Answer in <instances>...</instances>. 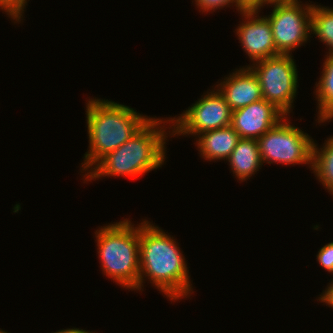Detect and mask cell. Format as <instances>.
<instances>
[{
	"label": "cell",
	"mask_w": 333,
	"mask_h": 333,
	"mask_svg": "<svg viewBox=\"0 0 333 333\" xmlns=\"http://www.w3.org/2000/svg\"><path fill=\"white\" fill-rule=\"evenodd\" d=\"M183 252L173 236L144 219L139 224L140 276L138 290L141 291L146 277L171 302L187 298L193 292L189 270Z\"/></svg>",
	"instance_id": "cell-1"
},
{
	"label": "cell",
	"mask_w": 333,
	"mask_h": 333,
	"mask_svg": "<svg viewBox=\"0 0 333 333\" xmlns=\"http://www.w3.org/2000/svg\"><path fill=\"white\" fill-rule=\"evenodd\" d=\"M170 122L169 118L152 117L128 141L101 158L86 174H82L84 183L106 176L137 178L162 167L166 159L165 141L169 136L165 126L169 123L168 128L171 130Z\"/></svg>",
	"instance_id": "cell-2"
},
{
	"label": "cell",
	"mask_w": 333,
	"mask_h": 333,
	"mask_svg": "<svg viewBox=\"0 0 333 333\" xmlns=\"http://www.w3.org/2000/svg\"><path fill=\"white\" fill-rule=\"evenodd\" d=\"M86 103V124L89 150L84 154L81 172H88L105 155L128 141L152 117L140 114L134 108L91 98Z\"/></svg>",
	"instance_id": "cell-3"
},
{
	"label": "cell",
	"mask_w": 333,
	"mask_h": 333,
	"mask_svg": "<svg viewBox=\"0 0 333 333\" xmlns=\"http://www.w3.org/2000/svg\"><path fill=\"white\" fill-rule=\"evenodd\" d=\"M130 220L110 223L95 231L102 271L119 286L138 291L140 276L139 225Z\"/></svg>",
	"instance_id": "cell-4"
},
{
	"label": "cell",
	"mask_w": 333,
	"mask_h": 333,
	"mask_svg": "<svg viewBox=\"0 0 333 333\" xmlns=\"http://www.w3.org/2000/svg\"><path fill=\"white\" fill-rule=\"evenodd\" d=\"M291 54H279L248 65L256 75L262 97L286 116L292 111L298 88V71Z\"/></svg>",
	"instance_id": "cell-5"
},
{
	"label": "cell",
	"mask_w": 333,
	"mask_h": 333,
	"mask_svg": "<svg viewBox=\"0 0 333 333\" xmlns=\"http://www.w3.org/2000/svg\"><path fill=\"white\" fill-rule=\"evenodd\" d=\"M287 118L257 139L262 163L308 164L311 170L314 140Z\"/></svg>",
	"instance_id": "cell-6"
},
{
	"label": "cell",
	"mask_w": 333,
	"mask_h": 333,
	"mask_svg": "<svg viewBox=\"0 0 333 333\" xmlns=\"http://www.w3.org/2000/svg\"><path fill=\"white\" fill-rule=\"evenodd\" d=\"M302 1H272L271 14L265 16L271 25L273 40L279 54H291L311 38L312 4ZM310 34V35H309Z\"/></svg>",
	"instance_id": "cell-7"
},
{
	"label": "cell",
	"mask_w": 333,
	"mask_h": 333,
	"mask_svg": "<svg viewBox=\"0 0 333 333\" xmlns=\"http://www.w3.org/2000/svg\"><path fill=\"white\" fill-rule=\"evenodd\" d=\"M209 91L180 116L170 118V136L191 134L195 137L203 132L231 125L232 110L225 98L216 87Z\"/></svg>",
	"instance_id": "cell-8"
},
{
	"label": "cell",
	"mask_w": 333,
	"mask_h": 333,
	"mask_svg": "<svg viewBox=\"0 0 333 333\" xmlns=\"http://www.w3.org/2000/svg\"><path fill=\"white\" fill-rule=\"evenodd\" d=\"M242 23L235 29L239 43L243 50L254 63L275 55H279L276 50L273 33L269 20L260 17L257 11L240 12ZM258 14V15H257Z\"/></svg>",
	"instance_id": "cell-9"
},
{
	"label": "cell",
	"mask_w": 333,
	"mask_h": 333,
	"mask_svg": "<svg viewBox=\"0 0 333 333\" xmlns=\"http://www.w3.org/2000/svg\"><path fill=\"white\" fill-rule=\"evenodd\" d=\"M285 116L273 103L260 99L232 111L231 126L240 138L257 140Z\"/></svg>",
	"instance_id": "cell-10"
},
{
	"label": "cell",
	"mask_w": 333,
	"mask_h": 333,
	"mask_svg": "<svg viewBox=\"0 0 333 333\" xmlns=\"http://www.w3.org/2000/svg\"><path fill=\"white\" fill-rule=\"evenodd\" d=\"M228 76L215 87L232 111L263 99L258 79L248 66L236 69Z\"/></svg>",
	"instance_id": "cell-11"
},
{
	"label": "cell",
	"mask_w": 333,
	"mask_h": 333,
	"mask_svg": "<svg viewBox=\"0 0 333 333\" xmlns=\"http://www.w3.org/2000/svg\"><path fill=\"white\" fill-rule=\"evenodd\" d=\"M196 137L199 154L208 161L227 160L240 139L231 125L203 132Z\"/></svg>",
	"instance_id": "cell-12"
},
{
	"label": "cell",
	"mask_w": 333,
	"mask_h": 333,
	"mask_svg": "<svg viewBox=\"0 0 333 333\" xmlns=\"http://www.w3.org/2000/svg\"><path fill=\"white\" fill-rule=\"evenodd\" d=\"M226 161L230 163L229 166L239 181L250 179L263 165L258 140L240 138Z\"/></svg>",
	"instance_id": "cell-13"
},
{
	"label": "cell",
	"mask_w": 333,
	"mask_h": 333,
	"mask_svg": "<svg viewBox=\"0 0 333 333\" xmlns=\"http://www.w3.org/2000/svg\"><path fill=\"white\" fill-rule=\"evenodd\" d=\"M321 77L316 82L315 97L317 99L318 123L333 120V54L325 55ZM332 119V120H331Z\"/></svg>",
	"instance_id": "cell-14"
},
{
	"label": "cell",
	"mask_w": 333,
	"mask_h": 333,
	"mask_svg": "<svg viewBox=\"0 0 333 333\" xmlns=\"http://www.w3.org/2000/svg\"><path fill=\"white\" fill-rule=\"evenodd\" d=\"M317 146L314 142L311 170L324 189L333 195V136L325 139L322 148Z\"/></svg>",
	"instance_id": "cell-15"
},
{
	"label": "cell",
	"mask_w": 333,
	"mask_h": 333,
	"mask_svg": "<svg viewBox=\"0 0 333 333\" xmlns=\"http://www.w3.org/2000/svg\"><path fill=\"white\" fill-rule=\"evenodd\" d=\"M325 43L328 54H333V8L312 4L311 35Z\"/></svg>",
	"instance_id": "cell-16"
},
{
	"label": "cell",
	"mask_w": 333,
	"mask_h": 333,
	"mask_svg": "<svg viewBox=\"0 0 333 333\" xmlns=\"http://www.w3.org/2000/svg\"><path fill=\"white\" fill-rule=\"evenodd\" d=\"M29 1V0H28ZM27 0H0V10L7 13L14 23H20L23 17L24 9L27 5Z\"/></svg>",
	"instance_id": "cell-17"
},
{
	"label": "cell",
	"mask_w": 333,
	"mask_h": 333,
	"mask_svg": "<svg viewBox=\"0 0 333 333\" xmlns=\"http://www.w3.org/2000/svg\"><path fill=\"white\" fill-rule=\"evenodd\" d=\"M318 264L326 271L333 273V242H329L321 247L316 255Z\"/></svg>",
	"instance_id": "cell-18"
},
{
	"label": "cell",
	"mask_w": 333,
	"mask_h": 333,
	"mask_svg": "<svg viewBox=\"0 0 333 333\" xmlns=\"http://www.w3.org/2000/svg\"><path fill=\"white\" fill-rule=\"evenodd\" d=\"M238 12H252L261 10V7L268 6L272 0H234Z\"/></svg>",
	"instance_id": "cell-19"
},
{
	"label": "cell",
	"mask_w": 333,
	"mask_h": 333,
	"mask_svg": "<svg viewBox=\"0 0 333 333\" xmlns=\"http://www.w3.org/2000/svg\"><path fill=\"white\" fill-rule=\"evenodd\" d=\"M197 6V8H199L200 12H215V10L223 7H230L233 6V4H235L234 0H194ZM232 3V4H231ZM231 4V5H230ZM230 5V6H229Z\"/></svg>",
	"instance_id": "cell-20"
},
{
	"label": "cell",
	"mask_w": 333,
	"mask_h": 333,
	"mask_svg": "<svg viewBox=\"0 0 333 333\" xmlns=\"http://www.w3.org/2000/svg\"><path fill=\"white\" fill-rule=\"evenodd\" d=\"M327 286L328 287L321 293L322 295H320L317 301L319 300L321 303L326 304V306L328 305L333 308V283H329Z\"/></svg>",
	"instance_id": "cell-21"
},
{
	"label": "cell",
	"mask_w": 333,
	"mask_h": 333,
	"mask_svg": "<svg viewBox=\"0 0 333 333\" xmlns=\"http://www.w3.org/2000/svg\"><path fill=\"white\" fill-rule=\"evenodd\" d=\"M52 333H95L93 331H86L83 329H79V328H67V329H63V330H58L56 332H52Z\"/></svg>",
	"instance_id": "cell-22"
},
{
	"label": "cell",
	"mask_w": 333,
	"mask_h": 333,
	"mask_svg": "<svg viewBox=\"0 0 333 333\" xmlns=\"http://www.w3.org/2000/svg\"><path fill=\"white\" fill-rule=\"evenodd\" d=\"M272 1H288V0H272ZM289 1H298V0H289Z\"/></svg>",
	"instance_id": "cell-23"
},
{
	"label": "cell",
	"mask_w": 333,
	"mask_h": 333,
	"mask_svg": "<svg viewBox=\"0 0 333 333\" xmlns=\"http://www.w3.org/2000/svg\"><path fill=\"white\" fill-rule=\"evenodd\" d=\"M0 333H7L6 331L0 330ZM9 333V332H8Z\"/></svg>",
	"instance_id": "cell-24"
}]
</instances>
